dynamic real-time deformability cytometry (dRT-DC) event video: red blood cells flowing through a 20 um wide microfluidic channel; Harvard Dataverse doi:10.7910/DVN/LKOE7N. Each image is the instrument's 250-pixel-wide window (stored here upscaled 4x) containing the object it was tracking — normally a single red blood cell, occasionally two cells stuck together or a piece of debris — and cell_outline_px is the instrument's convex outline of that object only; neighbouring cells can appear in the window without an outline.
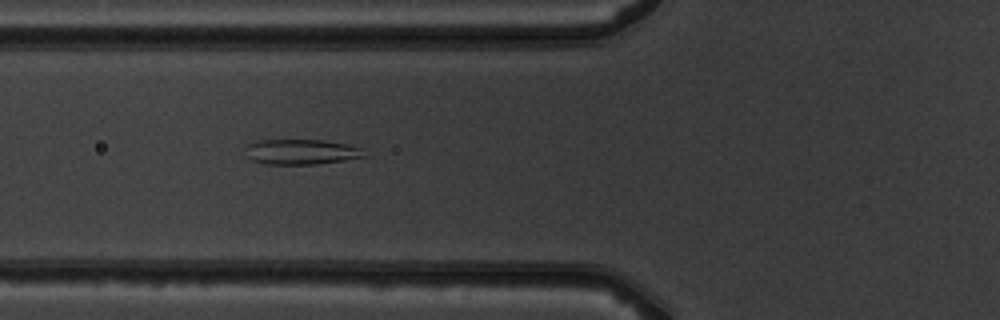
{"species": "common noctule bat (a hibernating species)", "species_latin": "Nyctalus noctula", "temperature_condition": "warm", "stored_images_in_passage": 6, "camera_frame_rate_fps": 3000, "um_per_image_px": 0.085, "animal": {"sex": "male", "body_mass_g": 19.5, "forearm_length_mm": 54.6}, "frame": {"image": 1, "passage_image": 6, "time_ms": 5.667, "image_size_px": [1000, 320], "cell_outline_px": [[368, 156], [344, 160], [316, 164], [264, 164], [252, 160], [248, 156], [244, 148], [248, 144], [256, 140], [324, 140], [348, 144], [360, 148]], "centroid_in_image_um": [25.59, 12.9], "position_along_channel_um": 100.2, "area_um2": 17.51}}